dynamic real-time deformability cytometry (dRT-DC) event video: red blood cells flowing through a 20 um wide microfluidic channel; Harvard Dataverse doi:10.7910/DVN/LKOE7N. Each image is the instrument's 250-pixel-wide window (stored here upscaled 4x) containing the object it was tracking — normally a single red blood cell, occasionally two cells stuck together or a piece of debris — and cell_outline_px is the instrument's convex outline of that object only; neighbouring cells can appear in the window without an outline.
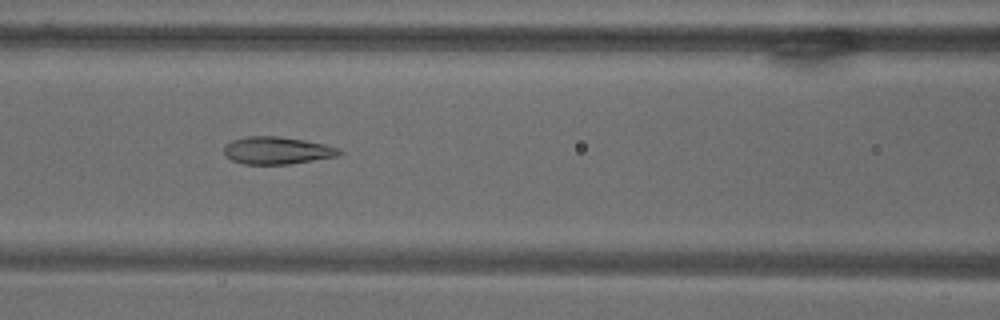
{"species": "common noctule bat (a hibernating species)", "species_latin": "Nyctalus noctula", "temperature_condition": "warm", "stored_images_in_passage": 9, "camera_frame_rate_fps": 3000, "um_per_image_px": 0.085, "animal": {"sex": "male", "body_mass_g": 18.8}, "frame": {"image": 1, "passage_image": 8, "time_ms": 8.333, "image_size_px": [1000, 320], "cell_outline_px": [[344, 152], [340, 156], [288, 164], [244, 164], [232, 160], [224, 152], [224, 144], [232, 140], [248, 136], [280, 136], [304, 140], [324, 144], [340, 148]], "centroid_in_image_um": [23.59, 12.78], "position_along_channel_um": 143.0, "area_um2": 18.5}}